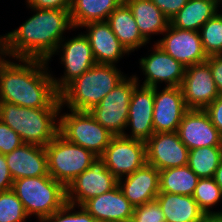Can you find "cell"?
<instances>
[{
	"mask_svg": "<svg viewBox=\"0 0 222 222\" xmlns=\"http://www.w3.org/2000/svg\"><path fill=\"white\" fill-rule=\"evenodd\" d=\"M8 61L0 69V101L27 108H61L48 62L37 59ZM21 62V64H20Z\"/></svg>",
	"mask_w": 222,
	"mask_h": 222,
	"instance_id": "1",
	"label": "cell"
},
{
	"mask_svg": "<svg viewBox=\"0 0 222 222\" xmlns=\"http://www.w3.org/2000/svg\"><path fill=\"white\" fill-rule=\"evenodd\" d=\"M30 9H33L35 14L19 28L5 34L9 58L49 62L56 54L60 42L65 39L64 31L74 29L70 10Z\"/></svg>",
	"mask_w": 222,
	"mask_h": 222,
	"instance_id": "2",
	"label": "cell"
},
{
	"mask_svg": "<svg viewBox=\"0 0 222 222\" xmlns=\"http://www.w3.org/2000/svg\"><path fill=\"white\" fill-rule=\"evenodd\" d=\"M62 107L27 108L0 101V120L15 131L23 143L45 147L59 133L58 115Z\"/></svg>",
	"mask_w": 222,
	"mask_h": 222,
	"instance_id": "3",
	"label": "cell"
},
{
	"mask_svg": "<svg viewBox=\"0 0 222 222\" xmlns=\"http://www.w3.org/2000/svg\"><path fill=\"white\" fill-rule=\"evenodd\" d=\"M126 76L113 64H95L61 93V105L73 111H90Z\"/></svg>",
	"mask_w": 222,
	"mask_h": 222,
	"instance_id": "4",
	"label": "cell"
},
{
	"mask_svg": "<svg viewBox=\"0 0 222 222\" xmlns=\"http://www.w3.org/2000/svg\"><path fill=\"white\" fill-rule=\"evenodd\" d=\"M12 190L23 203L27 215L42 222L67 203L66 187L50 175L13 181Z\"/></svg>",
	"mask_w": 222,
	"mask_h": 222,
	"instance_id": "5",
	"label": "cell"
},
{
	"mask_svg": "<svg viewBox=\"0 0 222 222\" xmlns=\"http://www.w3.org/2000/svg\"><path fill=\"white\" fill-rule=\"evenodd\" d=\"M45 151L49 175L66 188L97 157L92 151L69 142L60 133L45 146Z\"/></svg>",
	"mask_w": 222,
	"mask_h": 222,
	"instance_id": "6",
	"label": "cell"
},
{
	"mask_svg": "<svg viewBox=\"0 0 222 222\" xmlns=\"http://www.w3.org/2000/svg\"><path fill=\"white\" fill-rule=\"evenodd\" d=\"M59 116V133L69 142L101 156L114 136L89 111H73Z\"/></svg>",
	"mask_w": 222,
	"mask_h": 222,
	"instance_id": "7",
	"label": "cell"
},
{
	"mask_svg": "<svg viewBox=\"0 0 222 222\" xmlns=\"http://www.w3.org/2000/svg\"><path fill=\"white\" fill-rule=\"evenodd\" d=\"M138 79L136 75L125 77L89 111L95 120L114 136L125 133L132 93L134 88L140 85Z\"/></svg>",
	"mask_w": 222,
	"mask_h": 222,
	"instance_id": "8",
	"label": "cell"
},
{
	"mask_svg": "<svg viewBox=\"0 0 222 222\" xmlns=\"http://www.w3.org/2000/svg\"><path fill=\"white\" fill-rule=\"evenodd\" d=\"M100 157L117 180L125 178L147 163L146 142L113 136Z\"/></svg>",
	"mask_w": 222,
	"mask_h": 222,
	"instance_id": "9",
	"label": "cell"
},
{
	"mask_svg": "<svg viewBox=\"0 0 222 222\" xmlns=\"http://www.w3.org/2000/svg\"><path fill=\"white\" fill-rule=\"evenodd\" d=\"M117 185L118 180L106 168L105 161L97 156L90 167L67 186V202L82 206L87 200L109 192Z\"/></svg>",
	"mask_w": 222,
	"mask_h": 222,
	"instance_id": "10",
	"label": "cell"
},
{
	"mask_svg": "<svg viewBox=\"0 0 222 222\" xmlns=\"http://www.w3.org/2000/svg\"><path fill=\"white\" fill-rule=\"evenodd\" d=\"M66 41L62 40L56 49L57 53L62 51L61 64L65 66L64 76L58 80L53 77L55 89L59 94L71 82L96 64L91 45L85 34H78L73 39Z\"/></svg>",
	"mask_w": 222,
	"mask_h": 222,
	"instance_id": "11",
	"label": "cell"
},
{
	"mask_svg": "<svg viewBox=\"0 0 222 222\" xmlns=\"http://www.w3.org/2000/svg\"><path fill=\"white\" fill-rule=\"evenodd\" d=\"M180 87L188 109L204 110L219 96L207 61L185 67Z\"/></svg>",
	"mask_w": 222,
	"mask_h": 222,
	"instance_id": "12",
	"label": "cell"
},
{
	"mask_svg": "<svg viewBox=\"0 0 222 222\" xmlns=\"http://www.w3.org/2000/svg\"><path fill=\"white\" fill-rule=\"evenodd\" d=\"M163 33L165 37L156 44L185 67L208 59L202 46L200 32L178 29L169 24Z\"/></svg>",
	"mask_w": 222,
	"mask_h": 222,
	"instance_id": "13",
	"label": "cell"
},
{
	"mask_svg": "<svg viewBox=\"0 0 222 222\" xmlns=\"http://www.w3.org/2000/svg\"><path fill=\"white\" fill-rule=\"evenodd\" d=\"M147 163L161 171L188 164L189 149L176 132L154 133L146 141Z\"/></svg>",
	"mask_w": 222,
	"mask_h": 222,
	"instance_id": "14",
	"label": "cell"
},
{
	"mask_svg": "<svg viewBox=\"0 0 222 222\" xmlns=\"http://www.w3.org/2000/svg\"><path fill=\"white\" fill-rule=\"evenodd\" d=\"M148 57L140 59V66L145 75L143 86L158 87L161 82L166 87H180L185 74V66L168 55L156 43Z\"/></svg>",
	"mask_w": 222,
	"mask_h": 222,
	"instance_id": "15",
	"label": "cell"
},
{
	"mask_svg": "<svg viewBox=\"0 0 222 222\" xmlns=\"http://www.w3.org/2000/svg\"><path fill=\"white\" fill-rule=\"evenodd\" d=\"M189 109L184 102L181 87L154 88L153 127L155 133L176 132Z\"/></svg>",
	"mask_w": 222,
	"mask_h": 222,
	"instance_id": "16",
	"label": "cell"
},
{
	"mask_svg": "<svg viewBox=\"0 0 222 222\" xmlns=\"http://www.w3.org/2000/svg\"><path fill=\"white\" fill-rule=\"evenodd\" d=\"M177 133L189 149L222 146V135L212 124L208 114L201 109H189L183 116Z\"/></svg>",
	"mask_w": 222,
	"mask_h": 222,
	"instance_id": "17",
	"label": "cell"
},
{
	"mask_svg": "<svg viewBox=\"0 0 222 222\" xmlns=\"http://www.w3.org/2000/svg\"><path fill=\"white\" fill-rule=\"evenodd\" d=\"M140 88V89H139ZM154 87L139 84L134 88L126 128L131 127V134L124 137L146 142L155 132L153 127Z\"/></svg>",
	"mask_w": 222,
	"mask_h": 222,
	"instance_id": "18",
	"label": "cell"
},
{
	"mask_svg": "<svg viewBox=\"0 0 222 222\" xmlns=\"http://www.w3.org/2000/svg\"><path fill=\"white\" fill-rule=\"evenodd\" d=\"M96 222H131L134 206L117 185L109 192L87 200L82 205Z\"/></svg>",
	"mask_w": 222,
	"mask_h": 222,
	"instance_id": "19",
	"label": "cell"
},
{
	"mask_svg": "<svg viewBox=\"0 0 222 222\" xmlns=\"http://www.w3.org/2000/svg\"><path fill=\"white\" fill-rule=\"evenodd\" d=\"M125 177L118 179V186L134 207L155 200L159 194V170L152 165L146 163Z\"/></svg>",
	"mask_w": 222,
	"mask_h": 222,
	"instance_id": "20",
	"label": "cell"
},
{
	"mask_svg": "<svg viewBox=\"0 0 222 222\" xmlns=\"http://www.w3.org/2000/svg\"><path fill=\"white\" fill-rule=\"evenodd\" d=\"M83 27L87 30L85 35L91 45L96 64L115 65L125 54L129 55L107 21L90 22Z\"/></svg>",
	"mask_w": 222,
	"mask_h": 222,
	"instance_id": "21",
	"label": "cell"
},
{
	"mask_svg": "<svg viewBox=\"0 0 222 222\" xmlns=\"http://www.w3.org/2000/svg\"><path fill=\"white\" fill-rule=\"evenodd\" d=\"M5 157L13 180L49 175L45 147L23 143Z\"/></svg>",
	"mask_w": 222,
	"mask_h": 222,
	"instance_id": "22",
	"label": "cell"
},
{
	"mask_svg": "<svg viewBox=\"0 0 222 222\" xmlns=\"http://www.w3.org/2000/svg\"><path fill=\"white\" fill-rule=\"evenodd\" d=\"M107 22L117 39L128 52L131 53L149 43L141 35L134 15L124 1L110 13Z\"/></svg>",
	"mask_w": 222,
	"mask_h": 222,
	"instance_id": "23",
	"label": "cell"
},
{
	"mask_svg": "<svg viewBox=\"0 0 222 222\" xmlns=\"http://www.w3.org/2000/svg\"><path fill=\"white\" fill-rule=\"evenodd\" d=\"M155 199L166 222H200L205 216L193 196L159 192Z\"/></svg>",
	"mask_w": 222,
	"mask_h": 222,
	"instance_id": "24",
	"label": "cell"
},
{
	"mask_svg": "<svg viewBox=\"0 0 222 222\" xmlns=\"http://www.w3.org/2000/svg\"><path fill=\"white\" fill-rule=\"evenodd\" d=\"M132 14L141 35L150 40V35L161 34L167 29L170 20L151 0H123Z\"/></svg>",
	"mask_w": 222,
	"mask_h": 222,
	"instance_id": "25",
	"label": "cell"
},
{
	"mask_svg": "<svg viewBox=\"0 0 222 222\" xmlns=\"http://www.w3.org/2000/svg\"><path fill=\"white\" fill-rule=\"evenodd\" d=\"M218 0H188L171 18L170 25L183 30L200 31V28L219 10Z\"/></svg>",
	"mask_w": 222,
	"mask_h": 222,
	"instance_id": "26",
	"label": "cell"
},
{
	"mask_svg": "<svg viewBox=\"0 0 222 222\" xmlns=\"http://www.w3.org/2000/svg\"><path fill=\"white\" fill-rule=\"evenodd\" d=\"M123 0H73L70 17L74 29L90 22L107 21Z\"/></svg>",
	"mask_w": 222,
	"mask_h": 222,
	"instance_id": "27",
	"label": "cell"
},
{
	"mask_svg": "<svg viewBox=\"0 0 222 222\" xmlns=\"http://www.w3.org/2000/svg\"><path fill=\"white\" fill-rule=\"evenodd\" d=\"M198 180L188 165L167 168L159 171V192L192 196Z\"/></svg>",
	"mask_w": 222,
	"mask_h": 222,
	"instance_id": "28",
	"label": "cell"
},
{
	"mask_svg": "<svg viewBox=\"0 0 222 222\" xmlns=\"http://www.w3.org/2000/svg\"><path fill=\"white\" fill-rule=\"evenodd\" d=\"M222 161V146L189 150L188 166L199 178H211Z\"/></svg>",
	"mask_w": 222,
	"mask_h": 222,
	"instance_id": "29",
	"label": "cell"
},
{
	"mask_svg": "<svg viewBox=\"0 0 222 222\" xmlns=\"http://www.w3.org/2000/svg\"><path fill=\"white\" fill-rule=\"evenodd\" d=\"M199 32L208 57L222 54V14L217 12L204 23Z\"/></svg>",
	"mask_w": 222,
	"mask_h": 222,
	"instance_id": "30",
	"label": "cell"
},
{
	"mask_svg": "<svg viewBox=\"0 0 222 222\" xmlns=\"http://www.w3.org/2000/svg\"><path fill=\"white\" fill-rule=\"evenodd\" d=\"M192 196L205 215L222 214L221 211L213 212L210 210L222 198L221 188L216 184L213 177L199 178Z\"/></svg>",
	"mask_w": 222,
	"mask_h": 222,
	"instance_id": "31",
	"label": "cell"
},
{
	"mask_svg": "<svg viewBox=\"0 0 222 222\" xmlns=\"http://www.w3.org/2000/svg\"><path fill=\"white\" fill-rule=\"evenodd\" d=\"M28 217L23 203L12 189L0 192V222H25Z\"/></svg>",
	"mask_w": 222,
	"mask_h": 222,
	"instance_id": "32",
	"label": "cell"
},
{
	"mask_svg": "<svg viewBox=\"0 0 222 222\" xmlns=\"http://www.w3.org/2000/svg\"><path fill=\"white\" fill-rule=\"evenodd\" d=\"M78 207L80 210L75 211ZM74 212H71L73 211ZM42 222H96L94 217L83 207L66 203L62 208L46 217Z\"/></svg>",
	"mask_w": 222,
	"mask_h": 222,
	"instance_id": "33",
	"label": "cell"
},
{
	"mask_svg": "<svg viewBox=\"0 0 222 222\" xmlns=\"http://www.w3.org/2000/svg\"><path fill=\"white\" fill-rule=\"evenodd\" d=\"M131 222H166L157 200L134 207Z\"/></svg>",
	"mask_w": 222,
	"mask_h": 222,
	"instance_id": "34",
	"label": "cell"
},
{
	"mask_svg": "<svg viewBox=\"0 0 222 222\" xmlns=\"http://www.w3.org/2000/svg\"><path fill=\"white\" fill-rule=\"evenodd\" d=\"M22 144L21 137L0 120V154L11 153Z\"/></svg>",
	"mask_w": 222,
	"mask_h": 222,
	"instance_id": "35",
	"label": "cell"
},
{
	"mask_svg": "<svg viewBox=\"0 0 222 222\" xmlns=\"http://www.w3.org/2000/svg\"><path fill=\"white\" fill-rule=\"evenodd\" d=\"M29 8L71 10L73 0H26Z\"/></svg>",
	"mask_w": 222,
	"mask_h": 222,
	"instance_id": "36",
	"label": "cell"
},
{
	"mask_svg": "<svg viewBox=\"0 0 222 222\" xmlns=\"http://www.w3.org/2000/svg\"><path fill=\"white\" fill-rule=\"evenodd\" d=\"M169 19L175 16L188 0H151Z\"/></svg>",
	"mask_w": 222,
	"mask_h": 222,
	"instance_id": "37",
	"label": "cell"
},
{
	"mask_svg": "<svg viewBox=\"0 0 222 222\" xmlns=\"http://www.w3.org/2000/svg\"><path fill=\"white\" fill-rule=\"evenodd\" d=\"M204 111L208 114L212 124L222 135V95H219Z\"/></svg>",
	"mask_w": 222,
	"mask_h": 222,
	"instance_id": "38",
	"label": "cell"
},
{
	"mask_svg": "<svg viewBox=\"0 0 222 222\" xmlns=\"http://www.w3.org/2000/svg\"><path fill=\"white\" fill-rule=\"evenodd\" d=\"M206 61L209 63L219 95H222V54L209 56Z\"/></svg>",
	"mask_w": 222,
	"mask_h": 222,
	"instance_id": "39",
	"label": "cell"
},
{
	"mask_svg": "<svg viewBox=\"0 0 222 222\" xmlns=\"http://www.w3.org/2000/svg\"><path fill=\"white\" fill-rule=\"evenodd\" d=\"M13 179L6 164V157L0 154V192L11 190L13 187Z\"/></svg>",
	"mask_w": 222,
	"mask_h": 222,
	"instance_id": "40",
	"label": "cell"
},
{
	"mask_svg": "<svg viewBox=\"0 0 222 222\" xmlns=\"http://www.w3.org/2000/svg\"><path fill=\"white\" fill-rule=\"evenodd\" d=\"M6 56H9V54H8V50H7L6 37H5V35H3V36H0V69L8 61L5 58Z\"/></svg>",
	"mask_w": 222,
	"mask_h": 222,
	"instance_id": "41",
	"label": "cell"
},
{
	"mask_svg": "<svg viewBox=\"0 0 222 222\" xmlns=\"http://www.w3.org/2000/svg\"><path fill=\"white\" fill-rule=\"evenodd\" d=\"M200 222H222V214L205 215Z\"/></svg>",
	"mask_w": 222,
	"mask_h": 222,
	"instance_id": "42",
	"label": "cell"
},
{
	"mask_svg": "<svg viewBox=\"0 0 222 222\" xmlns=\"http://www.w3.org/2000/svg\"><path fill=\"white\" fill-rule=\"evenodd\" d=\"M213 179L215 180L216 184L221 188L222 191V161L218 166V168L216 169Z\"/></svg>",
	"mask_w": 222,
	"mask_h": 222,
	"instance_id": "43",
	"label": "cell"
}]
</instances>
